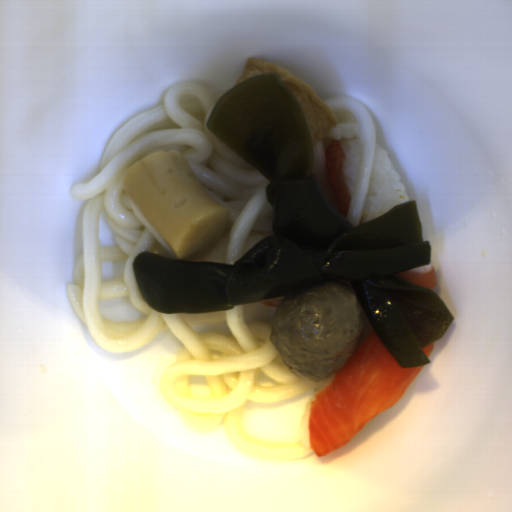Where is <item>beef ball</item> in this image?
<instances>
[{
    "mask_svg": "<svg viewBox=\"0 0 512 512\" xmlns=\"http://www.w3.org/2000/svg\"><path fill=\"white\" fill-rule=\"evenodd\" d=\"M363 324L351 283L331 278L286 292L272 319L271 341L294 375L324 381L353 355Z\"/></svg>",
    "mask_w": 512,
    "mask_h": 512,
    "instance_id": "obj_1",
    "label": "beef ball"
}]
</instances>
